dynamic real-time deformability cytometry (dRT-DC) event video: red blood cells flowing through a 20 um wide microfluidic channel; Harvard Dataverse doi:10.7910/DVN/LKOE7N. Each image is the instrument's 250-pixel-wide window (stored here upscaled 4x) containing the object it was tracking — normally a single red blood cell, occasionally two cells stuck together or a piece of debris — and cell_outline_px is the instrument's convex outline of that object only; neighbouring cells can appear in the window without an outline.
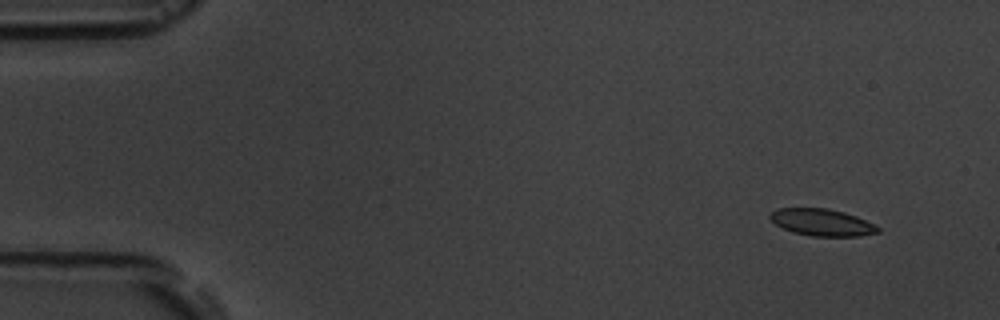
{"species": "common noctule bat (a hibernating species)", "species_latin": "Nyctalus noctula", "temperature_condition": "room temperature", "stored_images_in_passage": 5, "camera_frame_rate_fps": 3000, "um_per_image_px": 0.085, "animal": {"sex": "male", "body_mass_g": 19.5, "forearm_length_mm": 54.6}, "frame": {"image": 1, "passage_image": 1, "time_ms": 0.0, "image_size_px": [1000, 320], "cell_outline_px": [[880, 232], [860, 236], [812, 236], [792, 232], [776, 224], [768, 216], [776, 208], [828, 208], [844, 212], [856, 216], [880, 228]], "centroid_in_image_um": [69.86, 18.9], "position_along_channel_um": 15.1, "area_um2": 16.82}}
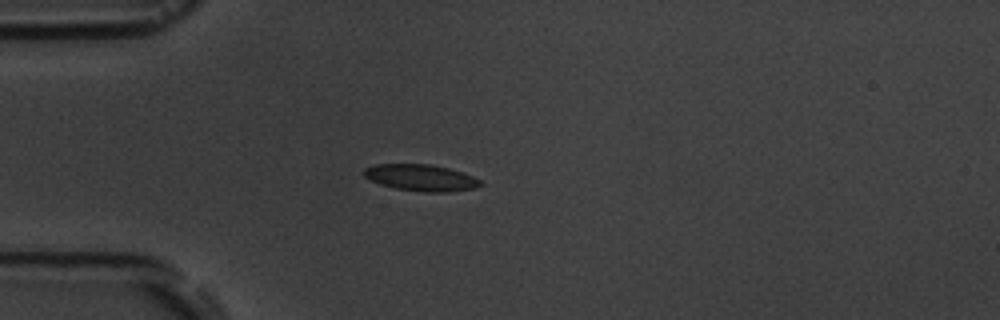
{"frame": {"image": 2, "passage_image": 4, "time_ms": 3.667, "image_size_px": [1000, 320], "cell_outline_px": [[484, 184], [476, 188], [448, 192], [424, 192], [396, 188], [380, 184], [364, 176], [364, 168], [376, 164], [428, 164], [448, 168], [464, 172], [480, 180]], "centroid_in_image_um": [35.82, 15.1], "position_along_channel_um": 49.2, "area_um2": 17.98}}